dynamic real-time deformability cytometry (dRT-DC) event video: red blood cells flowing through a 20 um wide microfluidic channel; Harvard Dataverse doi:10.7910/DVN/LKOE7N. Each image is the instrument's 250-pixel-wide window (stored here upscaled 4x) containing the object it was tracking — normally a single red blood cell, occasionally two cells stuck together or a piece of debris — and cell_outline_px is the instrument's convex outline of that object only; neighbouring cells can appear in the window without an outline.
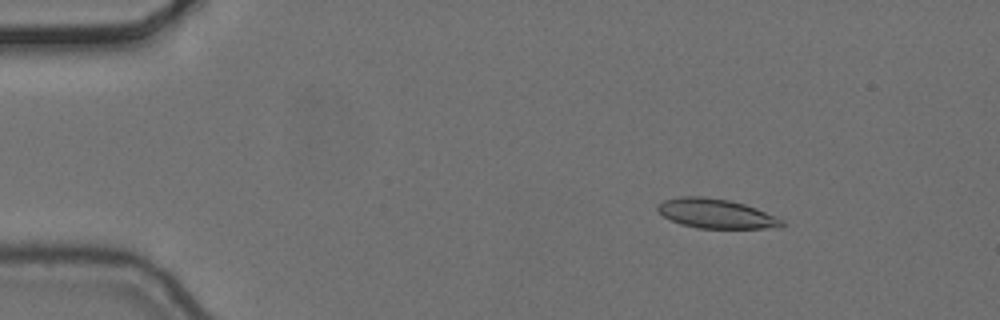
{"species": "common noctule bat (a hibernating species)", "species_latin": "Nyctalus noctula", "temperature_condition": "cold", "stored_images_in_passage": 9, "camera_frame_rate_fps": 3000, "um_per_image_px": 0.085, "animal": {"sex": "female", "body_mass_g": 24.6, "forearm_length_mm": 56.2}, "frame": {"image": 1, "passage_image": 2, "time_ms": 0.333, "image_size_px": [1000, 320], "cell_outline_px": [[784, 224], [780, 228], [696, 228], [680, 224], [664, 216], [656, 208], [656, 204], [664, 200], [680, 196], [704, 196], [728, 200], [744, 204], [756, 208], [784, 220]], "centroid_in_image_um": [60.85, 18.15], "position_along_channel_um": 24.1, "area_um2": 21.33}}
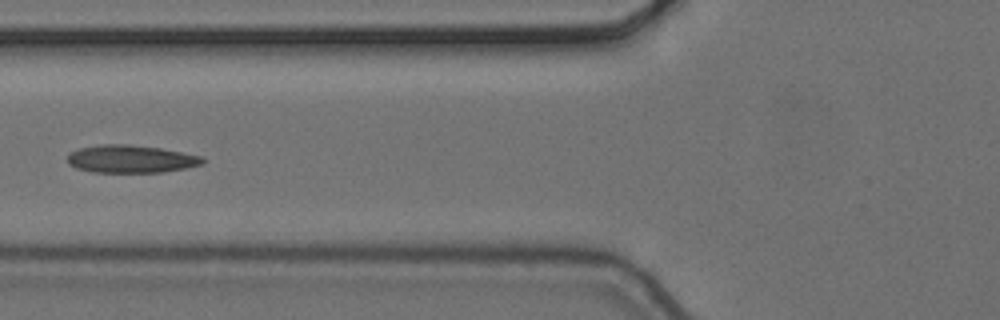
{"frame": {"image": 2, "passage_image": 6, "time_ms": 1.667, "image_size_px": [1000, 320], "cell_outline_px": [[204, 164], [164, 172], [92, 172], [76, 168], [68, 164], [68, 152], [80, 148], [100, 144], [128, 144], [160, 148], [204, 156]], "centroid_in_image_um": [11.12, 13.51], "position_along_channel_um": 114.7, "area_um2": 21.96}}
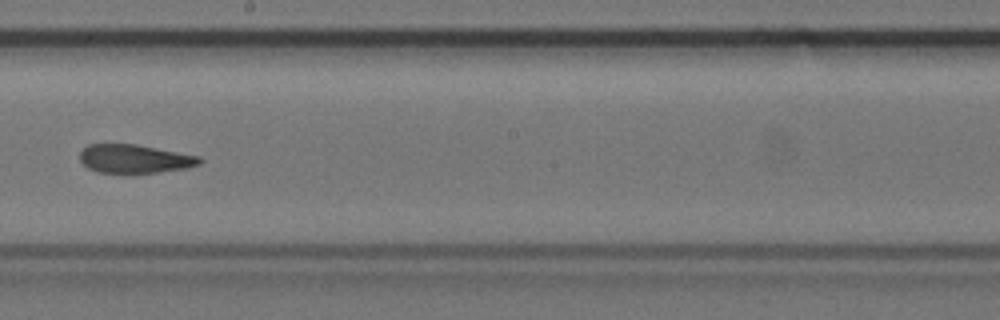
{"frame": {"image": 3, "passage_image": 9, "time_ms": 2.667, "image_size_px": [1000, 320], "cell_outline_px": [[204, 160], [200, 164], [188, 168], [156, 172], [96, 172], [88, 168], [80, 160], [80, 152], [88, 144], [136, 144], [200, 156]], "centroid_in_image_um": [11.47, 13.49], "position_along_channel_um": 236.7, "area_um2": 19.83}}